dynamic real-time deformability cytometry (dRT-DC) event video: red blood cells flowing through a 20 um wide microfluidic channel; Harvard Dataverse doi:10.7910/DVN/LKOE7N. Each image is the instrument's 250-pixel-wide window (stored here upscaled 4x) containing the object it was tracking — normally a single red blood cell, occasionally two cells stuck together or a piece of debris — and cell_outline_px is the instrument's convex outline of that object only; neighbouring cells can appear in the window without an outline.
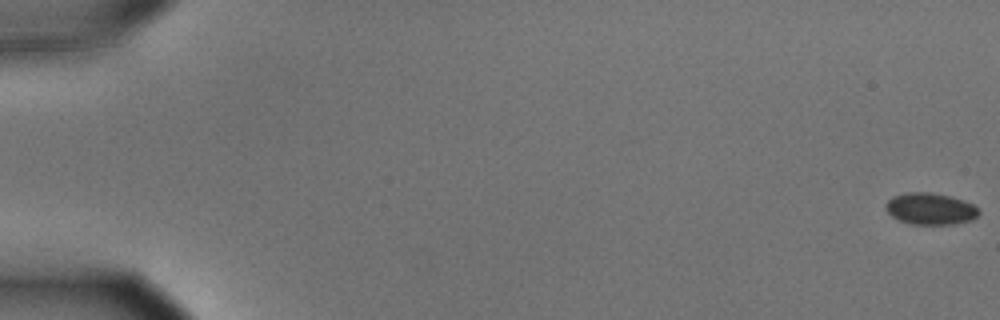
{"species": "common noctule bat (a hibernating species)", "species_latin": "Nyctalus noctula", "temperature_condition": "cold", "stored_images_in_passage": 57, "camera_frame_rate_fps": 3000, "um_per_image_px": 0.085, "animal": {"sex": "male", "body_mass_g": 15.6}, "frame": {"image": 1, "passage_image": 1, "time_ms": 0.0, "image_size_px": [1000, 320], "cell_outline_px": [[980, 212], [972, 220], [956, 224], [912, 224], [900, 220], [892, 216], [884, 208], [884, 204], [892, 196], [908, 192], [928, 192], [948, 196], [964, 200], [972, 204]], "centroid_in_image_um": [79.05, 17.74], "position_along_channel_um": 5.9, "area_um2": 17.11}}
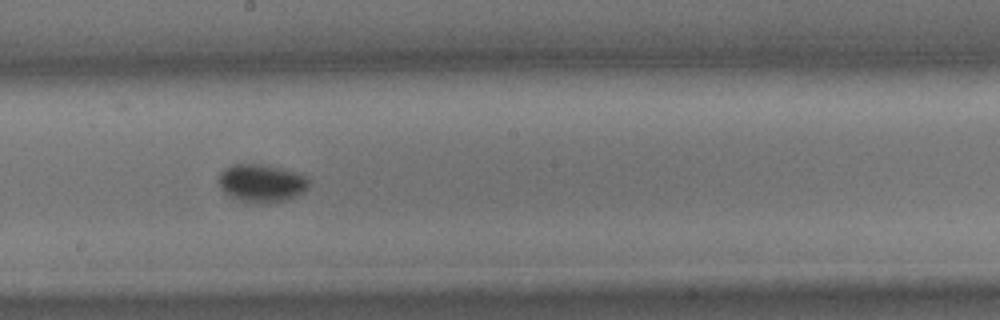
{"frame": {"image": 2, "passage_image": 33, "time_ms": 10.667, "image_size_px": [1000, 320], "cell_outline_px": [[308, 188], [304, 192], [296, 196], [284, 200], [264, 204], [256, 204], [240, 200], [228, 196], [220, 188], [216, 180], [216, 176], [224, 168], [232, 164], [260, 164], [280, 168], [296, 172], [308, 176]], "centroid_in_image_um": [22.18, 15.57], "position_along_channel_um": 226.0, "area_um2": 20.35}}
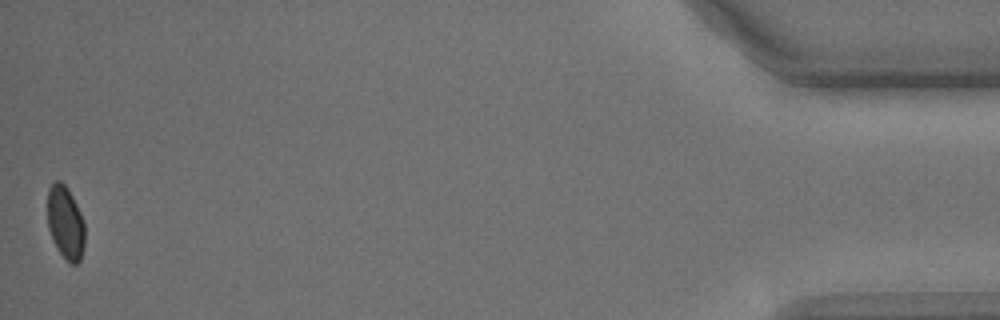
{"frame": {"image": 3, "passage_image": 57, "time_ms": 18.667, "image_size_px": [1000, 320], "cell_outline_px": [[84, 248], [80, 260], [76, 264], [72, 264], [60, 252], [52, 240], [48, 228], [48, 188], [56, 180], [60, 180], [68, 188], [84, 220]], "centroid_in_image_um": [5.56, 18.91], "position_along_channel_um": 429.6, "area_um2": 15.84}}